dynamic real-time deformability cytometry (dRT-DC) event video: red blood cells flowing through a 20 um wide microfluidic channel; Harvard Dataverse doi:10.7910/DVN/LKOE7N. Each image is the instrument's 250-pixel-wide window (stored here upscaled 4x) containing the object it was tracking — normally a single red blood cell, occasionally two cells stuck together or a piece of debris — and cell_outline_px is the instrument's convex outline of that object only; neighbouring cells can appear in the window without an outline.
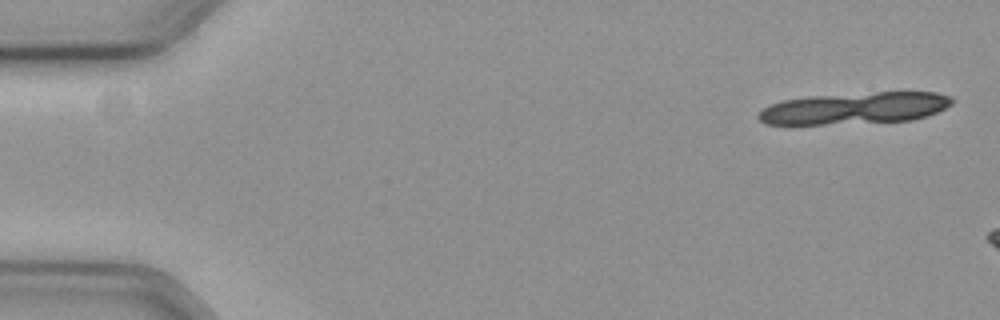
{"species": "common noctule bat (a hibernating species)", "species_latin": "Nyctalus noctula", "temperature_condition": "cold", "stored_images_in_passage": 8, "camera_frame_rate_fps": 3000, "um_per_image_px": 0.085, "animal": {"sex": "female", "body_mass_g": 19.3, "forearm_length_mm": 54.1}, "frame": {"image": 1, "passage_image": 1, "time_ms": 0.0, "image_size_px": [1000, 320], "cell_outline_px": [[956, 100], [952, 104], [936, 112], [912, 120], [824, 124], [764, 124], [756, 116], [764, 108], [772, 104], [784, 100], [812, 96], [876, 92], [936, 92], [952, 96]], "centroid_in_image_um": [72.69, 9.19], "position_along_channel_um": 12.3, "area_um2": 35.49}}